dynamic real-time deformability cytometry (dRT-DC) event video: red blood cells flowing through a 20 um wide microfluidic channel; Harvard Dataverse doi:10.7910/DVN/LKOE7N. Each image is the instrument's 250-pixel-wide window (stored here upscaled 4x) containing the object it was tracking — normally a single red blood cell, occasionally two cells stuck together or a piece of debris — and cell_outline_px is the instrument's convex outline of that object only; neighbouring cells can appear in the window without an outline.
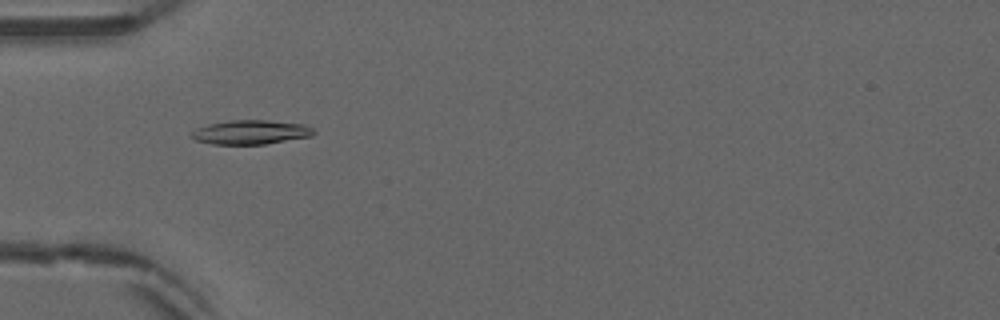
{"species": "common noctule bat (a hibernating species)", "species_latin": "Nyctalus noctula", "temperature_condition": "warm", "stored_images_in_passage": 54, "camera_frame_rate_fps": 3000, "um_per_image_px": 0.085, "animal": {"sex": "male", "forearm_length_mm": 52.5}, "frame": {"image": 1, "passage_image": 18, "time_ms": 5.667, "image_size_px": [1000, 320], "cell_outline_px": [[316, 132], [312, 136], [264, 144], [212, 144], [196, 140], [188, 136], [196, 128], [208, 124], [228, 120], [268, 120], [304, 124], [312, 128]], "centroid_in_image_um": [21.29, 11.23], "position_along_channel_um": 63.7, "area_um2": 17.28}}
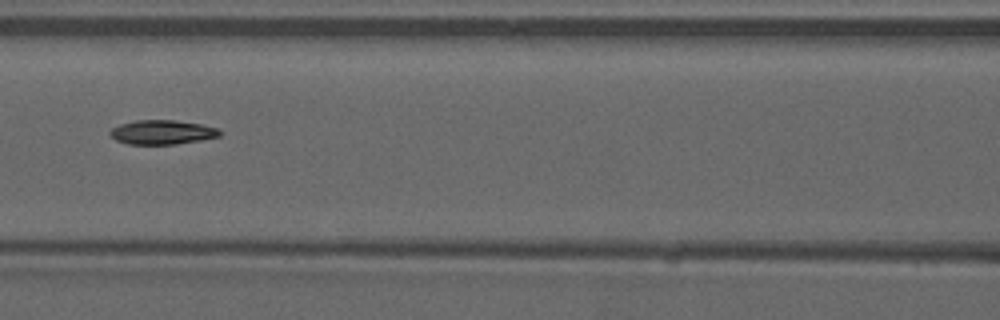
{"frame": {"image": 2, "passage_image": 25, "time_ms": 8.0, "image_size_px": [1000, 320], "cell_outline_px": [[220, 136], [200, 140], [176, 144], [128, 144], [116, 140], [108, 132], [112, 128], [120, 124], [136, 120], [172, 120], [200, 124], [220, 128]], "centroid_in_image_um": [13.78, 11.24], "position_along_channel_um": 152.8, "area_um2": 15.43}}
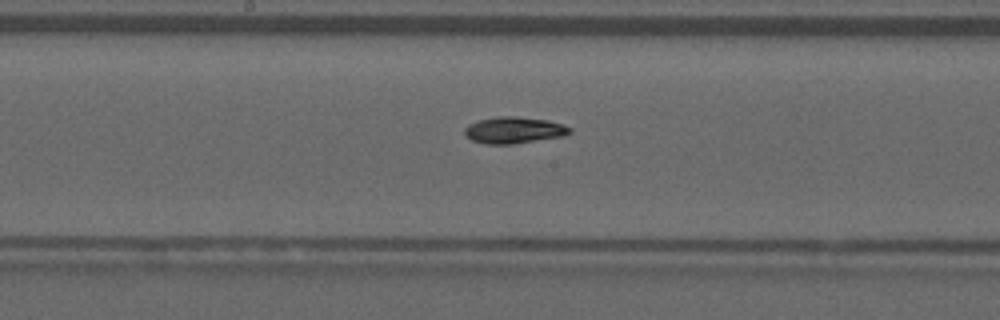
{"frame": {"image": 3, "passage_image": 29, "time_ms": 9.333, "image_size_px": [1000, 320], "cell_outline_px": [[572, 132], [564, 136], [512, 144], [488, 144], [472, 140], [464, 132], [464, 128], [468, 124], [480, 120], [500, 116], [516, 116], [548, 120], [564, 124], [572, 128]], "centroid_in_image_um": [43.73, 11.05], "position_along_channel_um": 204.5, "area_um2": 16.24}}